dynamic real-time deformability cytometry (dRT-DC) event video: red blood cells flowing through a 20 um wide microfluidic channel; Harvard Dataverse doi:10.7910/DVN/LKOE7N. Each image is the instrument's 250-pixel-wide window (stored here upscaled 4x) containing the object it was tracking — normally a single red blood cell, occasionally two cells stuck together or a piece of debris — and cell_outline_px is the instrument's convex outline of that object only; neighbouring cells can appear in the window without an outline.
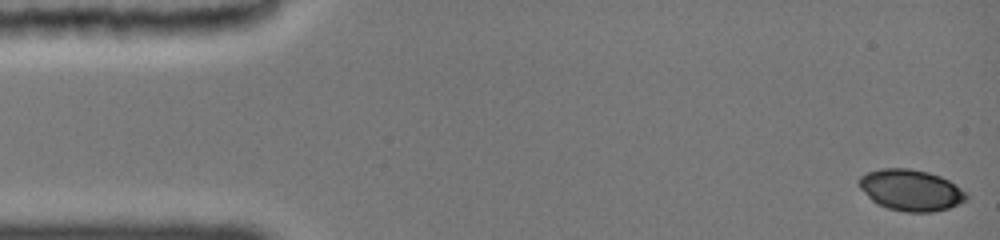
{"species": "common noctule bat (a hibernating species)", "species_latin": "Nyctalus noctula", "temperature_condition": "cold", "stored_images_in_passage": 39, "camera_frame_rate_fps": 3000, "um_per_image_px": 0.085, "animal": {"sex": "female", "body_mass_g": 19.0, "forearm_length_mm": 51.5}, "frame": {"image": 1, "passage_image": 1, "time_ms": 0.0, "image_size_px": [1000, 240], "cell_outline_px": [[968, 200], [948, 208], [932, 212], [904, 212], [888, 208], [876, 204], [860, 188], [856, 180], [860, 176], [868, 172], [880, 168], [908, 168], [928, 172], [940, 176], [956, 184], [968, 192]], "centroid_in_image_um": [77.43, 16.16], "position_along_channel_um": 7.6, "area_um2": 26.07}}
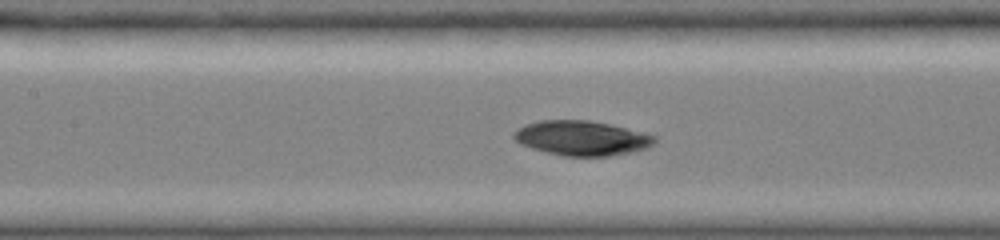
{"frame": {"image": 2, "passage_image": 23, "time_ms": 7.0, "image_size_px": [1000, 240], "cell_outline_px": [[656, 140], [648, 148], [632, 152], [612, 156], [560, 156], [532, 148], [520, 144], [512, 136], [520, 128], [528, 124], [540, 120], [588, 120], [608, 124], [656, 136]], "centroid_in_image_um": [49.46, 11.75], "position_along_channel_um": 157.9, "area_um2": 28.21}}
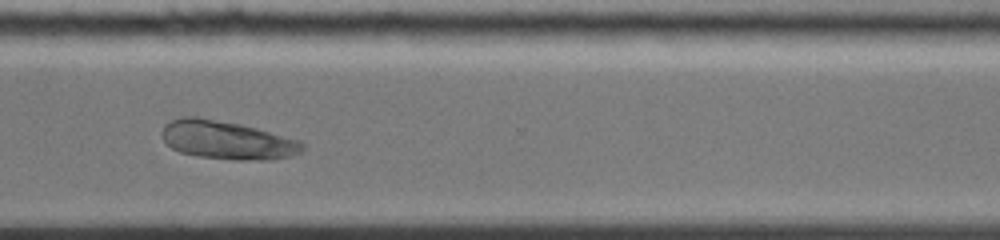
{"frame": {"image": 3, "passage_image": 38, "time_ms": 12.0, "image_size_px": [1000, 240], "cell_outline_px": [[304, 148], [300, 152], [292, 156], [272, 160], [232, 160], [200, 156], [180, 152], [172, 148], [164, 140], [160, 132], [172, 120], [184, 116], [196, 116], [240, 124], [256, 128], [300, 140], [304, 144]], "centroid_in_image_um": [19.33, 11.92], "position_along_channel_um": 351.3, "area_um2": 31.39}}